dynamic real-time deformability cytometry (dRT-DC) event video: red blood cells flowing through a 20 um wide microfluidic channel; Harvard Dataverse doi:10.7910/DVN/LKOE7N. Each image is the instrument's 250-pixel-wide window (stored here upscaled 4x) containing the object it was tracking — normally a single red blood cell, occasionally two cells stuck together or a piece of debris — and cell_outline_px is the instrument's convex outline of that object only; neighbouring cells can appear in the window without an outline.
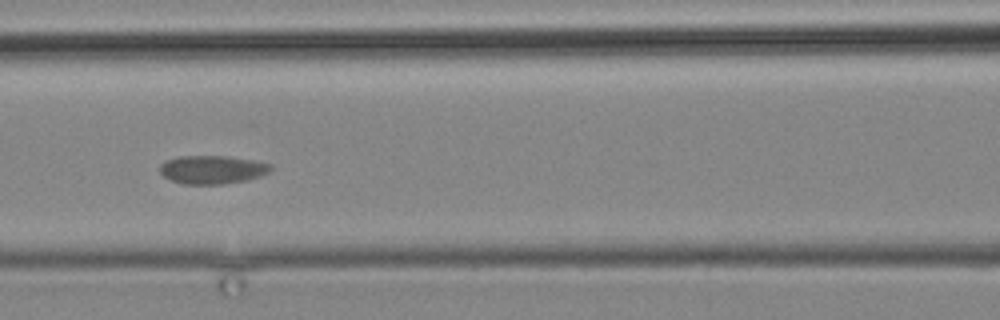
{"species": "common noctule bat (a hibernating species)", "species_latin": "Nyctalus noctula", "temperature_condition": "cold", "stored_images_in_passage": 3, "camera_frame_rate_fps": 3000, "um_per_image_px": 0.085, "animal": {"sex": "male", "body_mass_g": 19.2, "forearm_length_mm": 51.8}, "frame": {"image": 1, "passage_image": 3, "time_ms": 2.333, "image_size_px": [1000, 320], "cell_outline_px": [[272, 168], [268, 172], [260, 176], [248, 180], [224, 184], [184, 184], [172, 180], [164, 176], [160, 172], [160, 164], [168, 160], [180, 156], [228, 156], [256, 160], [272, 164]], "centroid_in_image_um": [18.09, 14.41], "position_along_channel_um": 148.5, "area_um2": 18.38}}